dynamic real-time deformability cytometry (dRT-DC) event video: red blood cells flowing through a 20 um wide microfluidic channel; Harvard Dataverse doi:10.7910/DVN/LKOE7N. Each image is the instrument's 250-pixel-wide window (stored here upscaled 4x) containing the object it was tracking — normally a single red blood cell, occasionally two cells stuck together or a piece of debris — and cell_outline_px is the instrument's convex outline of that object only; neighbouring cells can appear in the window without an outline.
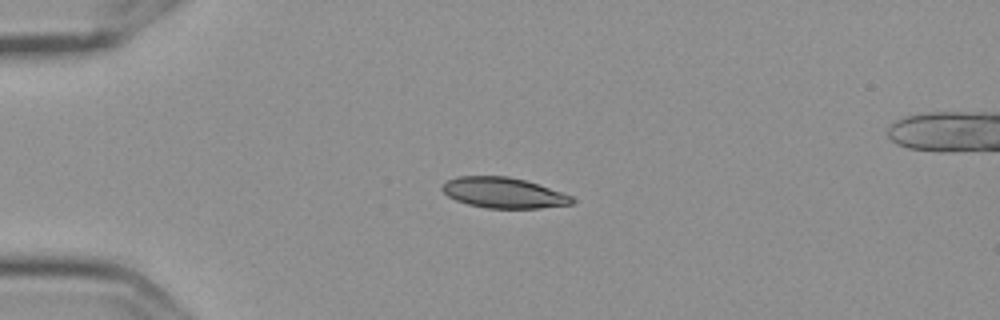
{"species": "Egyptian fruit bat (a non-hibernating species)", "species_latin": "Rousettus aegyptiacus", "temperature_condition": "cold", "stored_images_in_passage": 5, "camera_frame_rate_fps": 3000, "um_per_image_px": 0.085, "frame": {"image": 1, "passage_image": 4, "time_ms": 1.0, "image_size_px": [1000, 320], "cell_outline_px": [[576, 200], [572, 204], [540, 208], [488, 208], [468, 204], [456, 200], [448, 196], [440, 188], [448, 180], [456, 176], [508, 176], [524, 180], [572, 196]], "centroid_in_image_um": [42.78, 16.39], "position_along_channel_um": 42.2, "area_um2": 22.89}}